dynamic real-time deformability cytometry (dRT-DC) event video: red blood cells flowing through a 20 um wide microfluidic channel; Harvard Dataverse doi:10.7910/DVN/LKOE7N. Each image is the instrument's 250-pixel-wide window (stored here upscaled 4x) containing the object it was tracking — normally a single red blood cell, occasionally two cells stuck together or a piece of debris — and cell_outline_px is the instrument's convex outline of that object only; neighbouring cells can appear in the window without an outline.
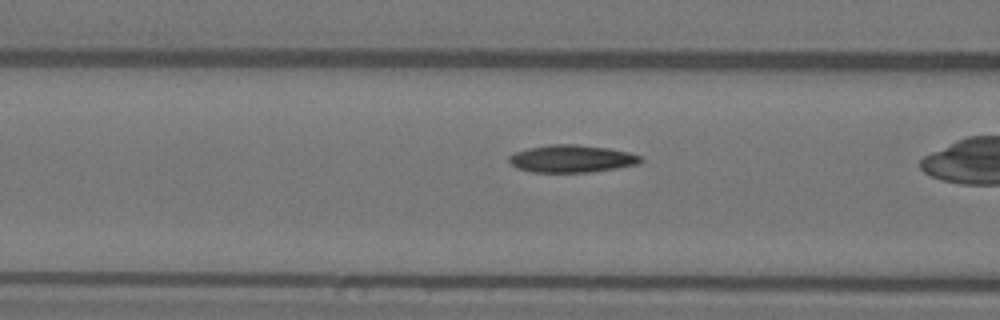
{"species": "Egyptian fruit bat (a non-hibernating species)", "species_latin": "Rousettus aegyptiacus", "temperature_condition": "warm", "stored_images_in_passage": 21, "camera_frame_rate_fps": 3000, "um_per_image_px": 0.085, "animal": {"sex": "female"}, "frame": {"image": 1, "passage_image": 12, "time_ms": 3.667, "image_size_px": [1000, 320], "cell_outline_px": [[644, 160], [640, 164], [616, 168], [588, 172], [532, 172], [516, 168], [508, 160], [508, 156], [516, 152], [528, 148], [552, 144], [576, 144], [608, 148], [628, 152], [640, 156]], "centroid_in_image_um": [48.6, 13.49], "position_along_channel_um": 118.0, "area_um2": 21.04}}
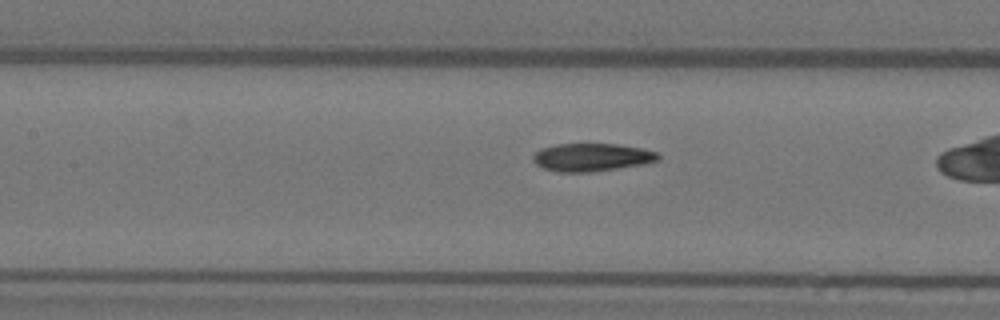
{"frame": {"image": 2, "passage_image": 15, "time_ms": 4.667, "image_size_px": [1000, 320], "cell_outline_px": [[660, 160], [644, 164], [592, 172], [556, 172], [544, 168], [536, 164], [532, 160], [532, 156], [540, 148], [556, 144], [620, 144], [640, 148], [656, 152], [660, 156]], "centroid_in_image_um": [50.28, 13.37], "position_along_channel_um": 157.1, "area_um2": 20.46}}
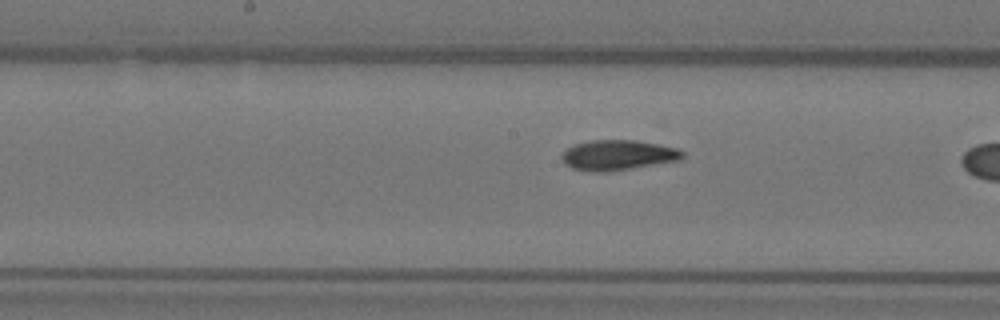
{"frame": {"image": 3, "passage_image": 18, "time_ms": 5.667, "image_size_px": [1000, 320], "cell_outline_px": [[684, 156], [680, 160], [608, 172], [592, 172], [572, 168], [564, 164], [560, 156], [564, 148], [576, 144], [592, 140], [636, 140], [676, 148], [684, 152]], "centroid_in_image_um": [52.47, 13.19], "position_along_channel_um": 195.7, "area_um2": 21.33}}